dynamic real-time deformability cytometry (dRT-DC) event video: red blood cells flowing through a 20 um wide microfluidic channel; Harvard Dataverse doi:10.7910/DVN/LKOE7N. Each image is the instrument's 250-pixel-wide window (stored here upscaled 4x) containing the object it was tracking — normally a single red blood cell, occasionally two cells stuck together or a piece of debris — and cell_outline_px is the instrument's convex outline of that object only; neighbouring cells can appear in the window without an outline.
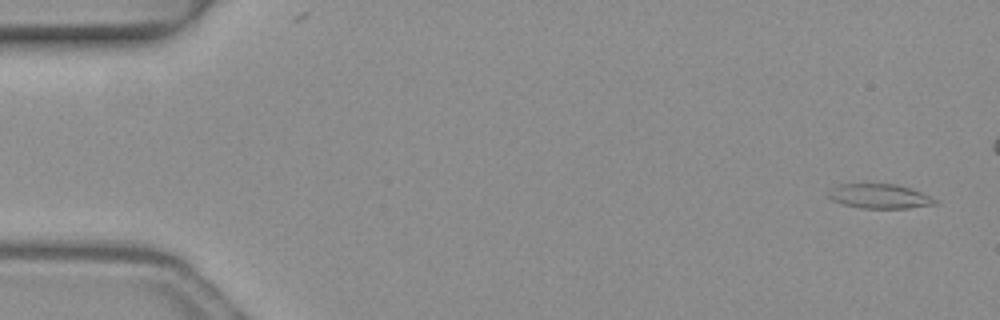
{"species": "common noctule bat (a hibernating species)", "species_latin": "Nyctalus noctula", "temperature_condition": "warm", "stored_images_in_passage": 5, "camera_frame_rate_fps": 3000, "um_per_image_px": 0.085, "animal": {"sex": "female", "body_mass_g": 19.3, "forearm_length_mm": 54.1}, "frame": {"image": 1, "passage_image": 1, "time_ms": 0.0, "image_size_px": [1000, 320], "cell_outline_px": [[940, 204], [908, 208], [860, 208], [844, 204], [832, 200], [828, 196], [828, 188], [840, 184], [896, 184], [920, 192], [936, 200]], "centroid_in_image_um": [74.73, 16.68], "position_along_channel_um": 10.3, "area_um2": 15.14}}